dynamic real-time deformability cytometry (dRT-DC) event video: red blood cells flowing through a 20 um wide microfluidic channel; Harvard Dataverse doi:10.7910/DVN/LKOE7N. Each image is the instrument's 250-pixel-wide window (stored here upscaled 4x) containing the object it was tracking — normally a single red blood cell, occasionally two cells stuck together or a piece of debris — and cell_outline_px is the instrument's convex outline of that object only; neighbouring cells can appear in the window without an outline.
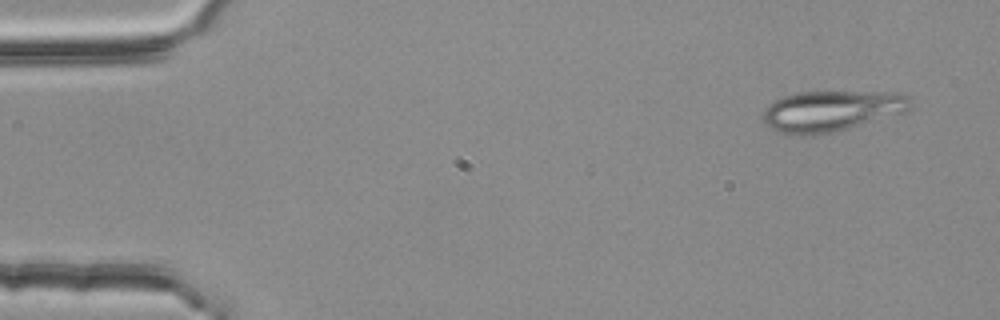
{"species": "common noctule bat (a hibernating species)", "species_latin": "Nyctalus noctula", "temperature_condition": "room temperature", "stored_images_in_passage": 5, "segment_of_instrument_passage": [2, 2], "camera_frame_rate_fps": 3000, "um_per_image_px": 0.085, "animal": {"sex": "female", "body_mass_g": 25.1}, "frame": {"image": 1, "passage_image": 5, "time_ms": 1.333, "image_size_px": [1000, 320], "cell_outline_px": [[912, 104], [904, 112], [832, 132], [812, 136], [796, 136], [776, 132], [768, 128], [764, 124], [764, 112], [768, 104], [772, 100], [784, 96], [800, 92], [904, 92], [908, 96]], "centroid_in_image_um": [70.61, 9.43], "position_along_channel_um": 14.4, "area_um2": 35.14}}